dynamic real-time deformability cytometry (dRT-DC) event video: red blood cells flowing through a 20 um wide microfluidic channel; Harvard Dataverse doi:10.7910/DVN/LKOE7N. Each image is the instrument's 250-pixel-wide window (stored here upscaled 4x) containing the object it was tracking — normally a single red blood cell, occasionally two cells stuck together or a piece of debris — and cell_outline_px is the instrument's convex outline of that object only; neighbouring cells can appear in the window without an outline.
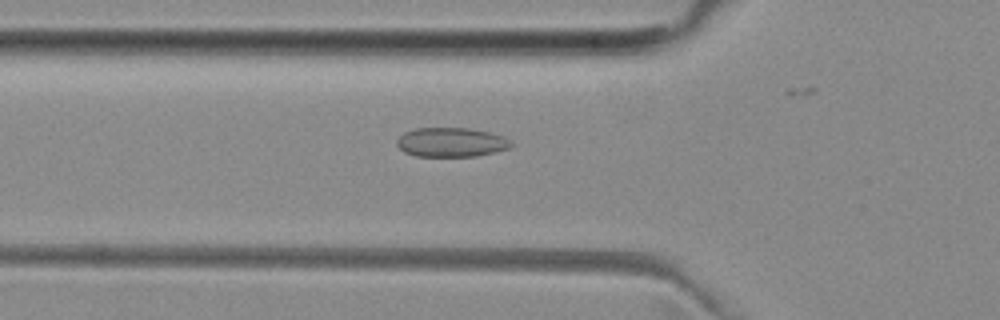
{"species": "common noctule bat (a hibernating species)", "species_latin": "Nyctalus noctula", "temperature_condition": "room temperature", "stored_images_in_passage": 26, "camera_frame_rate_fps": 3000, "um_per_image_px": 0.085, "animal": {"sex": "female", "body_mass_g": 29.2, "forearm_length_mm": 56.3}, "frame": {"image": 1, "passage_image": 3, "time_ms": 0.667, "image_size_px": [1000, 320], "cell_outline_px": [[512, 144], [508, 148], [496, 152], [476, 156], [416, 156], [404, 152], [396, 144], [396, 140], [404, 132], [416, 128], [468, 128], [488, 132], [504, 136]], "centroid_in_image_um": [38.32, 12.09], "position_along_channel_um": 87.5, "area_um2": 19.42}}
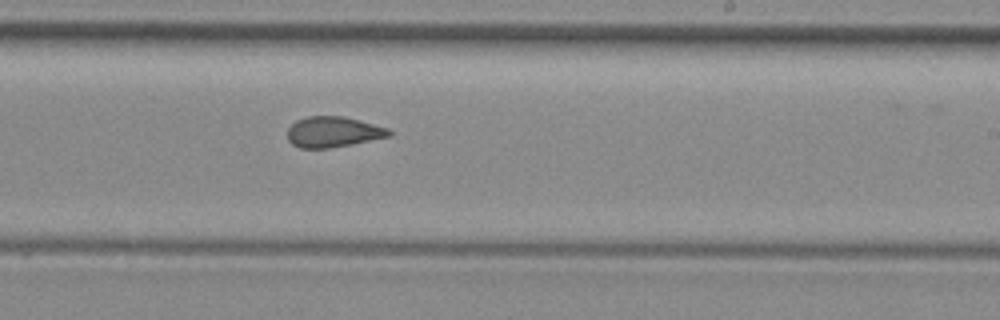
{"frame": {"image": 2, "passage_image": 16, "time_ms": 5.0, "image_size_px": [1000, 320], "cell_outline_px": [[392, 132], [388, 136], [352, 144], [328, 148], [300, 148], [292, 144], [288, 140], [288, 128], [296, 120], [308, 116], [344, 116], [360, 120], [388, 128]], "centroid_in_image_um": [28.29, 11.21], "position_along_channel_um": 260.7, "area_um2": 18.03}}
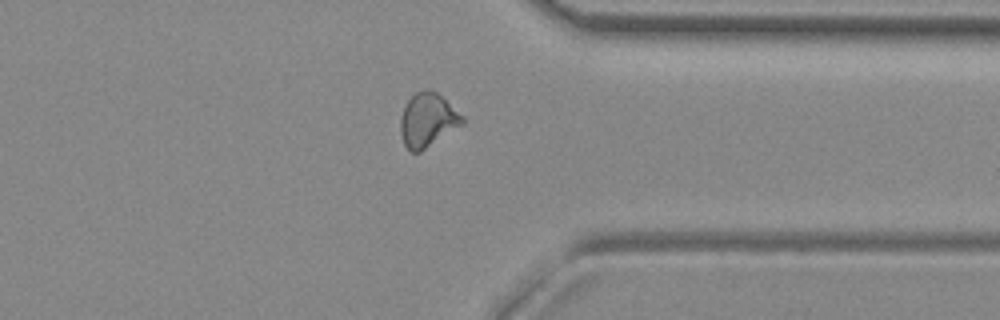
{"frame": {"image": 3, "passage_image": 25, "time_ms": 8.0, "image_size_px": [1000, 320], "cell_outline_px": [[464, 124], [420, 152], [412, 152], [404, 144], [400, 132], [400, 120], [404, 108], [408, 100], [416, 92], [424, 88], [432, 88], [464, 116]], "centroid_in_image_um": [36.36, 10.19], "position_along_channel_um": 375.0, "area_um2": 19.48}}